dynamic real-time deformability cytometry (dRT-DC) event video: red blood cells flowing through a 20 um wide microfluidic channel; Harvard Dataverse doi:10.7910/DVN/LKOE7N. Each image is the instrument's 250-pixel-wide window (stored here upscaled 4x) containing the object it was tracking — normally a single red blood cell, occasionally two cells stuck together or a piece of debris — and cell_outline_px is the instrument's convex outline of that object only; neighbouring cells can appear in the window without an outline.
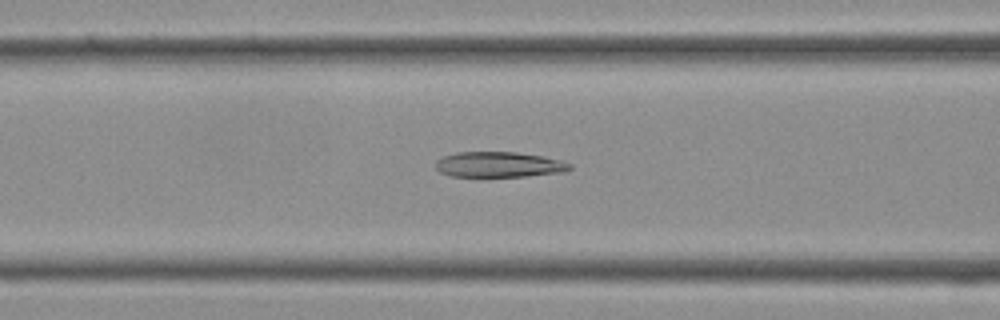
{"species": "Egyptian fruit bat (a non-hibernating species)", "species_latin": "Rousettus aegyptiacus", "temperature_condition": "cold", "stored_images_in_passage": 37, "camera_frame_rate_fps": 3000, "um_per_image_px": 0.085, "frame": {"image": 1, "passage_image": 14, "time_ms": 4.333, "image_size_px": [1000, 320], "cell_outline_px": [[572, 168], [564, 172], [524, 176], [452, 176], [440, 172], [436, 168], [436, 160], [444, 156], [456, 152], [516, 152], [544, 156], [564, 160], [572, 164]], "centroid_in_image_um": [42.46, 13.98], "position_along_channel_um": 124.1, "area_um2": 19.94}}
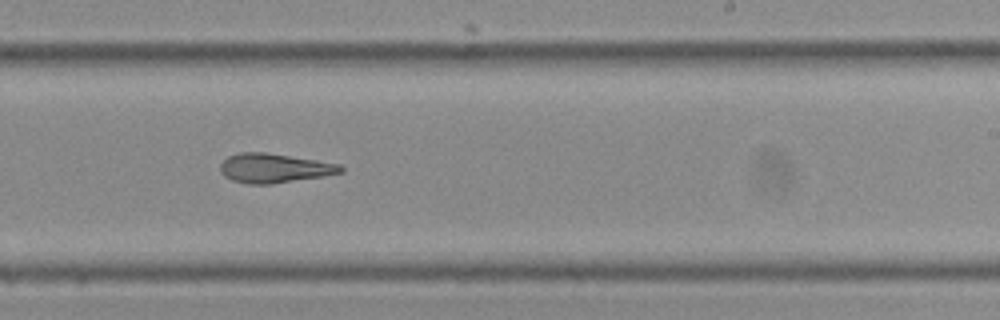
{"frame": {"image": 2, "passage_image": 22, "time_ms": 7.0, "image_size_px": [1000, 320], "cell_outline_px": [[344, 172], [324, 176], [272, 184], [248, 184], [232, 180], [224, 176], [220, 172], [220, 164], [228, 156], [240, 152], [264, 152], [316, 160], [340, 164], [344, 168]], "centroid_in_image_um": [23.3, 14.3], "position_along_channel_um": 265.7, "area_um2": 20.58}}
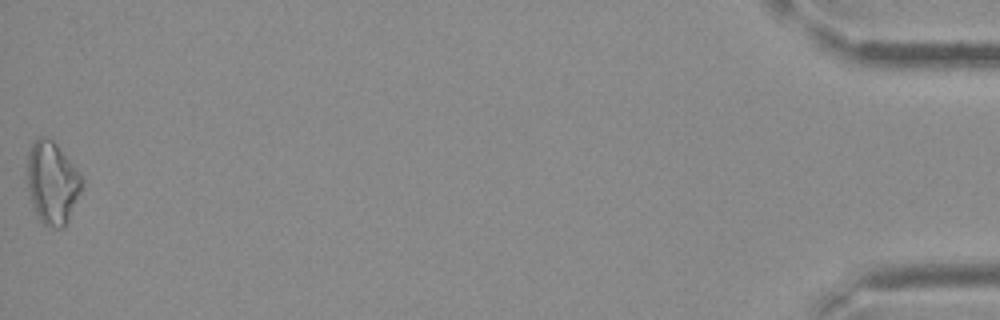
{"frame": {"image": 3, "passage_image": 37, "time_ms": 12.0, "image_size_px": [1000, 320], "cell_outline_px": [[84, 184], [64, 228], [56, 228], [44, 224], [40, 220], [32, 204], [28, 188], [28, 152], [32, 144], [40, 136], [44, 136], [52, 140], [56, 144], [80, 172], [84, 180]], "centroid_in_image_um": [4.46, 15.53], "position_along_channel_um": 430.7, "area_um2": 26.01}}